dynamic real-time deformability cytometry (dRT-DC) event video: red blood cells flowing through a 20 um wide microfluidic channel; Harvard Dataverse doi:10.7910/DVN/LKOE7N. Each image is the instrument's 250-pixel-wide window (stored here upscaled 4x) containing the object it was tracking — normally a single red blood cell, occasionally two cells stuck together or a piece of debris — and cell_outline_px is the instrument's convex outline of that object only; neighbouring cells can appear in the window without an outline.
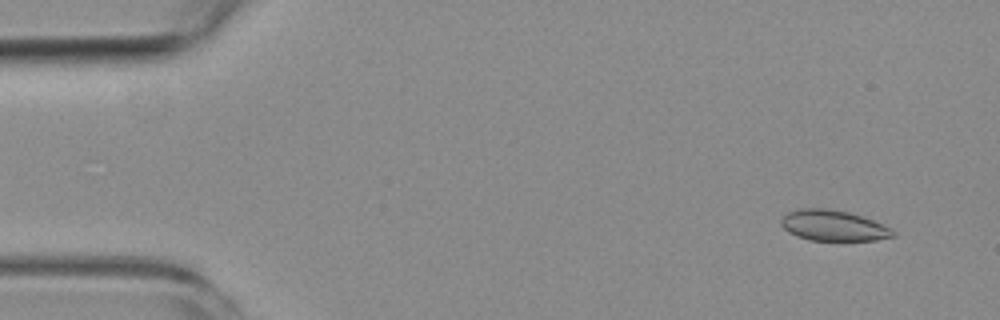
{"species": "common noctule bat (a hibernating species)", "species_latin": "Nyctalus noctula", "temperature_condition": "room temperature", "stored_images_in_passage": 7, "camera_frame_rate_fps": 3000, "um_per_image_px": 0.085, "animal": {"sex": "female", "body_mass_g": 19.3, "forearm_length_mm": 54.1}, "frame": {"image": 1, "passage_image": 1, "time_ms": 0.0, "image_size_px": [1000, 320], "cell_outline_px": [[896, 236], [876, 240], [808, 240], [796, 236], [788, 232], [780, 224], [780, 220], [788, 212], [796, 208], [828, 208], [848, 212], [872, 220], [892, 228], [896, 232]], "centroid_in_image_um": [70.82, 19.17], "position_along_channel_um": 14.2, "area_um2": 20.11}}
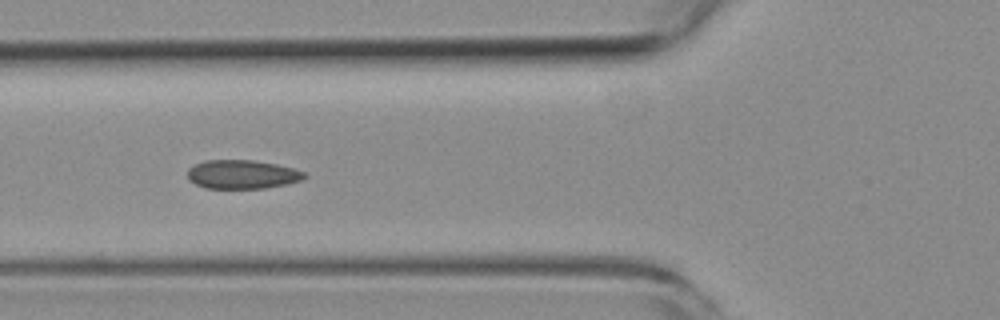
{"frame": {"image": 2, "passage_image": 5, "time_ms": 5.333, "image_size_px": [1000, 320], "cell_outline_px": [[308, 176], [304, 180], [288, 184], [264, 188], [204, 188], [188, 180], [188, 168], [204, 160], [252, 160], [276, 164], [292, 168], [304, 172]], "centroid_in_image_um": [20.6, 14.82], "position_along_channel_um": 105.2, "area_um2": 19.71}}
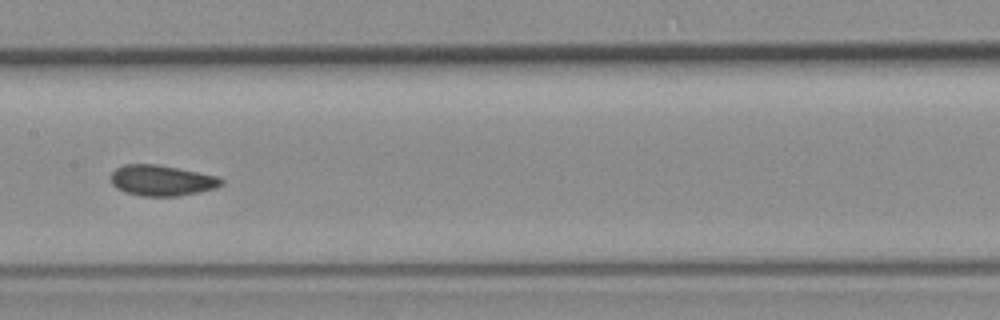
{"frame": {"image": 3, "passage_image": 7, "time_ms": 7.667, "image_size_px": [1000, 320], "cell_outline_px": [[224, 184], [216, 188], [200, 192], [180, 196], [140, 196], [124, 192], [116, 188], [112, 184], [112, 172], [116, 168], [124, 164], [156, 164], [220, 176], [224, 180]], "centroid_in_image_um": [13.79, 15.34], "position_along_channel_um": 193.6, "area_um2": 20.0}}